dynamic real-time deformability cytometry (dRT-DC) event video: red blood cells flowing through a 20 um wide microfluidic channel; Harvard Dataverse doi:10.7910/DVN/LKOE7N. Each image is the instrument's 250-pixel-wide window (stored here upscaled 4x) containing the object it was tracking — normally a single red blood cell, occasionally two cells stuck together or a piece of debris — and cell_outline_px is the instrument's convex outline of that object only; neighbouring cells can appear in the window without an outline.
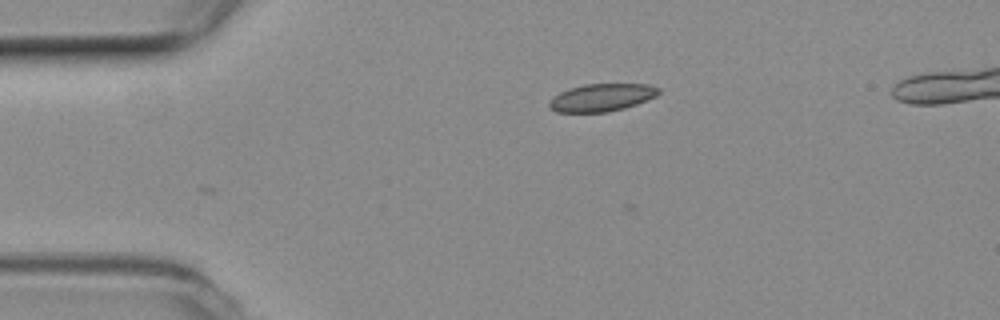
{"species": "common noctule bat (a hibernating species)", "species_latin": "Nyctalus noctula", "temperature_condition": "room temperature", "stored_images_in_passage": 8, "camera_frame_rate_fps": 3000, "um_per_image_px": 0.085, "animal": {"sex": "female", "body_mass_g": 19.3, "forearm_length_mm": 54.1}, "frame": {"image": 1, "passage_image": 2, "time_ms": 0.333, "image_size_px": [1000, 320], "cell_outline_px": [[660, 92], [656, 96], [636, 104], [624, 108], [608, 112], [556, 112], [548, 104], [552, 96], [568, 88], [584, 84], [648, 84], [660, 88]], "centroid_in_image_um": [51.13, 8.28], "position_along_channel_um": 33.9, "area_um2": 17.63}}